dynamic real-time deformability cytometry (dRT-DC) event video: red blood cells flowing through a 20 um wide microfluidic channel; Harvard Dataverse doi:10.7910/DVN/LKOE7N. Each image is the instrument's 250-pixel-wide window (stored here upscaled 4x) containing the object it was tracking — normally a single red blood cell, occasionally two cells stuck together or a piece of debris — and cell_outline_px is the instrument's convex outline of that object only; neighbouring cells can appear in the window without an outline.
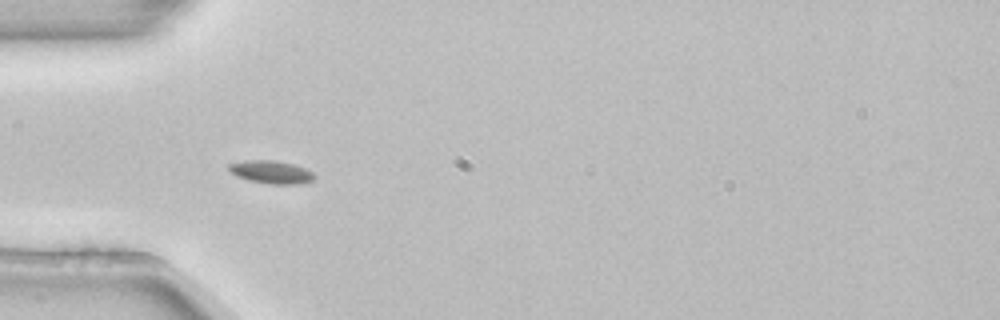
{"species": "common noctule bat (a hibernating species)", "species_latin": "Nyctalus noctula", "temperature_condition": "room temperature", "stored_images_in_passage": 7, "camera_frame_rate_fps": 3000, "um_per_image_px": 0.085, "animal": {"sex": "female", "body_mass_g": 22.7, "forearm_length_mm": 54.2}, "frame": {"image": 1, "passage_image": 4, "time_ms": 1.0, "image_size_px": [1000, 320], "cell_outline_px": [[316, 176], [312, 180], [296, 184], [268, 184], [248, 180], [236, 176], [228, 172], [228, 164], [244, 160], [276, 160], [292, 164], [304, 168], [312, 172]], "centroid_in_image_um": [22.99, 14.62], "position_along_channel_um": 62.0, "area_um2": 11.5}}